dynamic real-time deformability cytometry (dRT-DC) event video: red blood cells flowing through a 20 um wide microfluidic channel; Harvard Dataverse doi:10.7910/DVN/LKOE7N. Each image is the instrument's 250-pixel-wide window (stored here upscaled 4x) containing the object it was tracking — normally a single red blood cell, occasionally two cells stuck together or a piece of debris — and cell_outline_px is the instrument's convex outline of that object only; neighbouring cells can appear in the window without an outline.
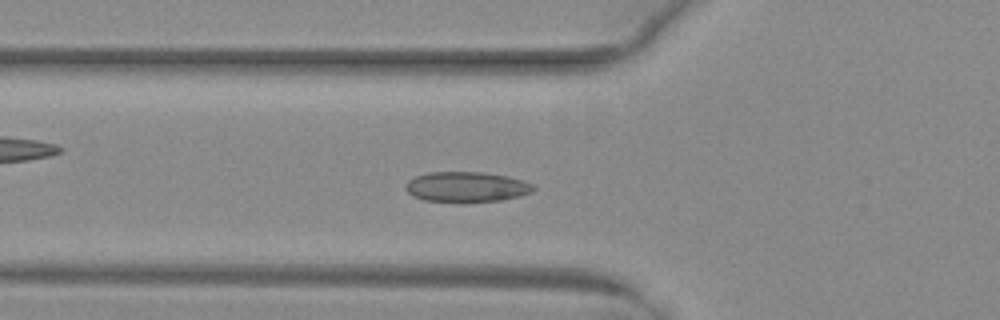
{"species": "common noctule bat (a hibernating species)", "species_latin": "Nyctalus noctula", "temperature_condition": "warm", "stored_images_in_passage": 48, "camera_frame_rate_fps": 3000, "um_per_image_px": 0.085, "animal": {"sex": "female", "body_mass_g": 29.2, "forearm_length_mm": 56.3}, "frame": {"image": 1, "passage_image": 15, "time_ms": 4.667, "image_size_px": [1000, 320], "cell_outline_px": [[536, 188], [532, 192], [500, 200], [424, 200], [412, 196], [404, 188], [404, 184], [408, 180], [416, 176], [428, 172], [484, 172], [524, 180], [532, 184]], "centroid_in_image_um": [39.61, 15.85], "position_along_channel_um": 86.2, "area_um2": 21.91}}
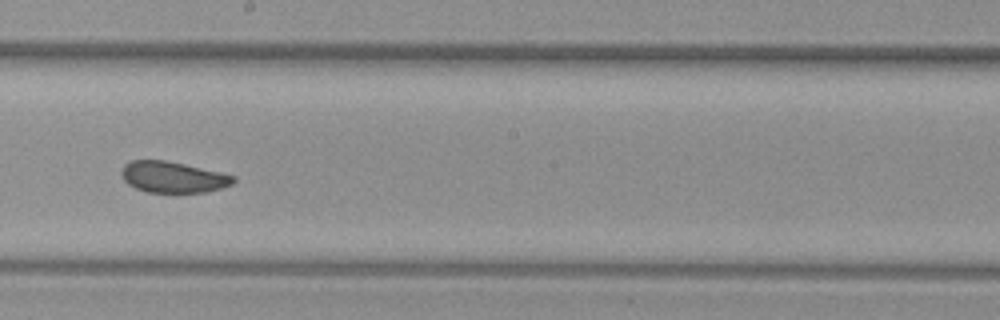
{"frame": {"image": 2, "passage_image": 26, "time_ms": 8.333, "image_size_px": [1000, 320], "cell_outline_px": [[236, 180], [232, 184], [220, 188], [204, 192], [148, 192], [136, 188], [128, 184], [124, 180], [120, 172], [124, 164], [132, 160], [168, 160], [224, 172], [236, 176]], "centroid_in_image_um": [14.73, 15.03], "position_along_channel_um": 233.5, "area_um2": 20.52}}
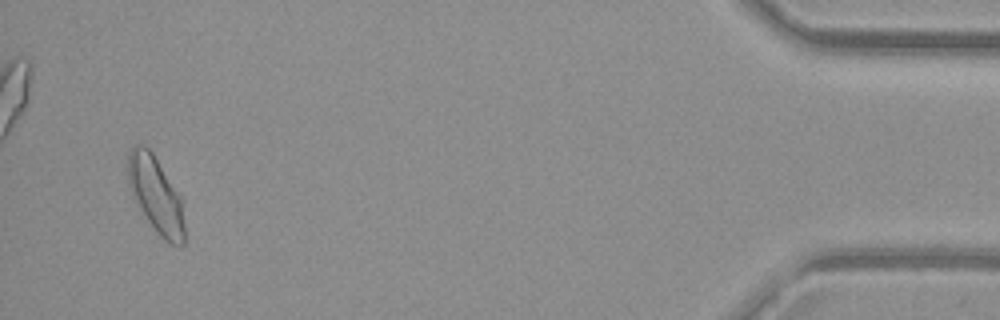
{"frame": {"image": 3, "passage_image": 46, "time_ms": 15.0, "image_size_px": [1000, 320], "cell_outline_px": [[184, 244], [180, 248], [164, 240], [156, 232], [144, 216], [132, 196], [128, 188], [128, 152], [132, 144], [144, 144], [152, 152], [184, 200]], "centroid_in_image_um": [13.26, 16.57], "position_along_channel_um": 421.9, "area_um2": 25.78}, "authors_computed_cell_mechanics": {"area_um2": 22.2241, "velocity_mm_per_s": 4.0051, "shape_relaxation_time_tau1_ms": 3.0807, "shape_relaxation_time_tau2_ms": 1.6358, "deformation_change_tau1": 0.0852, "deformation_change_tau2": 0.0432}}